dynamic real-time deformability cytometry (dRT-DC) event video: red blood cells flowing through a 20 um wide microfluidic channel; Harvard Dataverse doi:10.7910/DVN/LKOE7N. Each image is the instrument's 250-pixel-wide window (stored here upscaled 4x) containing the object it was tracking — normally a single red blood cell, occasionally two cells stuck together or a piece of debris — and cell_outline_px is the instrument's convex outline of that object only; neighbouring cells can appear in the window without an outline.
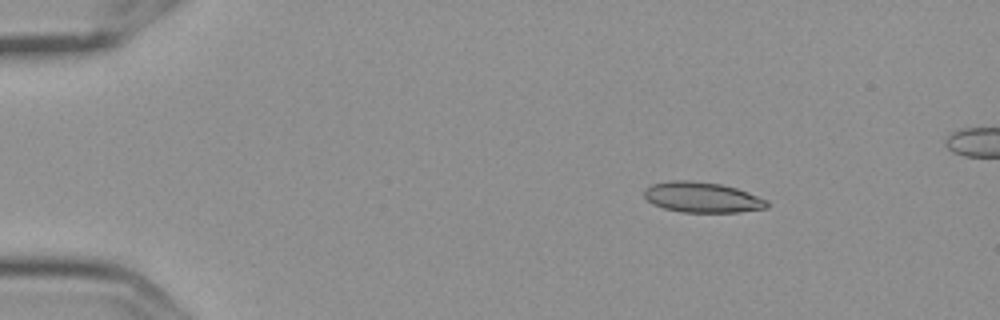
{"species": "Egyptian fruit bat (a non-hibernating species)", "species_latin": "Rousettus aegyptiacus", "temperature_condition": "cold", "stored_images_in_passage": 5, "camera_frame_rate_fps": 3000, "um_per_image_px": 0.085, "frame": {"image": 1, "passage_image": 2, "time_ms": 0.333, "image_size_px": [1000, 320], "cell_outline_px": [[768, 208], [740, 212], [680, 212], [664, 208], [652, 204], [644, 196], [644, 188], [652, 184], [672, 180], [688, 180], [720, 184], [736, 188], [748, 192], [768, 200]], "centroid_in_image_um": [59.68, 16.77], "position_along_channel_um": 25.3, "area_um2": 21.85}}